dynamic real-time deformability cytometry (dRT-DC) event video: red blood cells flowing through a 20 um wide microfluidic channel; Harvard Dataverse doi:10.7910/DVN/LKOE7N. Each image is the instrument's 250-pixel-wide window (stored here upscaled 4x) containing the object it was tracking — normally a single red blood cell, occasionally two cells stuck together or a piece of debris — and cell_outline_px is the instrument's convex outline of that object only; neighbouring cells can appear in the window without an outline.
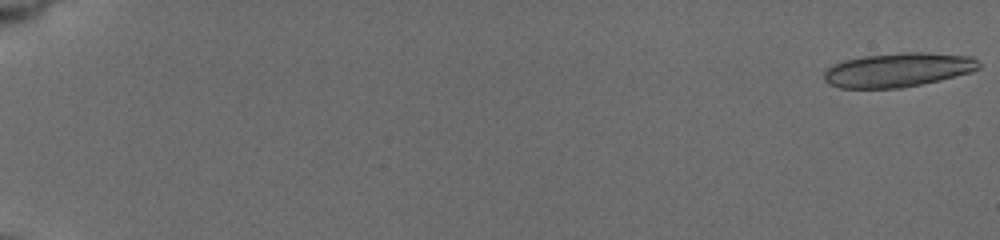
{"species": "common noctule bat (a hibernating species)", "species_latin": "Nyctalus noctula", "temperature_condition": "cold", "stored_images_in_passage": 19, "camera_frame_rate_fps": 3000, "um_per_image_px": 0.085, "animal": {"sex": "female", "body_mass_g": 19.5, "forearm_length_mm": 54.1}, "frame": {"image": 1, "passage_image": 1, "time_ms": 0.0, "image_size_px": [1000, 240], "cell_outline_px": [[980, 68], [972, 72], [940, 80], [900, 88], [840, 88], [828, 84], [824, 80], [824, 72], [832, 64], [844, 60], [864, 56], [900, 52], [924, 52], [972, 56], [980, 64]], "centroid_in_image_um": [76.32, 5.94], "position_along_channel_um": 8.7, "area_um2": 30.92}}
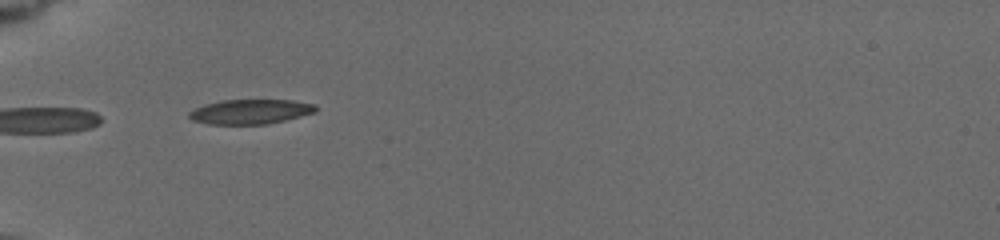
{"frame": {"image": 2, "passage_image": 17, "time_ms": 7.0, "image_size_px": [1000, 240], "cell_outline_px": [[316, 112], [268, 124], [208, 124], [192, 120], [188, 116], [188, 112], [204, 104], [220, 100], [292, 100], [316, 104]], "centroid_in_image_um": [21.27, 9.49], "position_along_channel_um": 63.7, "area_um2": 18.21}}